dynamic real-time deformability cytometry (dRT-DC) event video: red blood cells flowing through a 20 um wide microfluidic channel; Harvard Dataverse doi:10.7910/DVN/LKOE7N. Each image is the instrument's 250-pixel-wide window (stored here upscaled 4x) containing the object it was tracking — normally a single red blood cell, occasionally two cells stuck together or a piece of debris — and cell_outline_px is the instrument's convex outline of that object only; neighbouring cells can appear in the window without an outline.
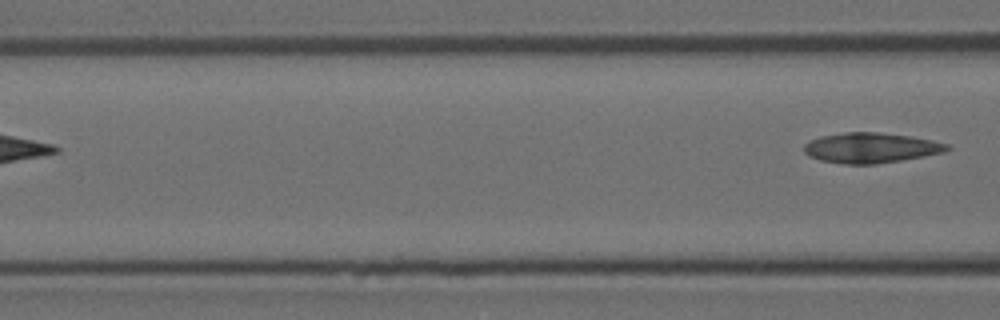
{"species": "Egyptian fruit bat (a non-hibernating species)", "species_latin": "Rousettus aegyptiacus", "temperature_condition": "room temperature", "stored_images_in_passage": 4, "camera_frame_rate_fps": 3000, "um_per_image_px": 0.085, "animal": {"sex": "female"}, "frame": {"image": 1, "passage_image": 4, "time_ms": 3.333, "image_size_px": [1000, 320], "cell_outline_px": [[952, 148], [944, 152], [924, 156], [876, 164], [844, 164], [820, 160], [808, 156], [804, 152], [804, 144], [808, 140], [820, 136], [844, 132], [880, 132], [908, 136], [932, 140], [948, 144]], "centroid_in_image_um": [73.99, 12.56], "position_along_channel_um": 92.6, "area_um2": 25.26}}